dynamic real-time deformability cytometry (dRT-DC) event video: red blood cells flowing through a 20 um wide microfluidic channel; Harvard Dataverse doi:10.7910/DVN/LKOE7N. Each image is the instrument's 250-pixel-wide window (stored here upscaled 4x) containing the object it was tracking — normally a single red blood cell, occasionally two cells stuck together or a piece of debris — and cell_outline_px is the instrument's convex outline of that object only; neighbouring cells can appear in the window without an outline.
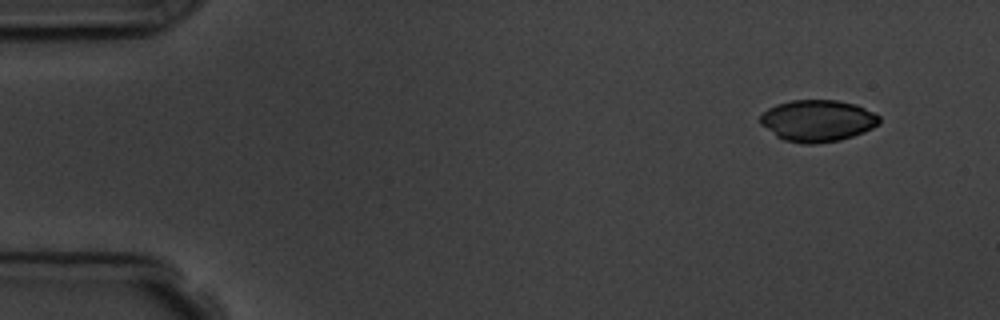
{"species": "common noctule bat (a hibernating species)", "species_latin": "Nyctalus noctula", "temperature_condition": "room temperature", "stored_images_in_passage": 4, "camera_frame_rate_fps": 3000, "um_per_image_px": 0.085, "animal": {"sex": "male", "body_mass_g": 19.5, "forearm_length_mm": 54.6}, "frame": {"image": 1, "passage_image": 1, "time_ms": 0.0, "image_size_px": [1000, 320], "cell_outline_px": [[880, 124], [864, 132], [840, 140], [816, 144], [804, 144], [784, 140], [776, 136], [760, 124], [760, 116], [768, 108], [776, 104], [792, 100], [836, 100], [856, 104], [880, 116]], "centroid_in_image_um": [69.49, 10.26], "position_along_channel_um": 15.5, "area_um2": 29.02}}